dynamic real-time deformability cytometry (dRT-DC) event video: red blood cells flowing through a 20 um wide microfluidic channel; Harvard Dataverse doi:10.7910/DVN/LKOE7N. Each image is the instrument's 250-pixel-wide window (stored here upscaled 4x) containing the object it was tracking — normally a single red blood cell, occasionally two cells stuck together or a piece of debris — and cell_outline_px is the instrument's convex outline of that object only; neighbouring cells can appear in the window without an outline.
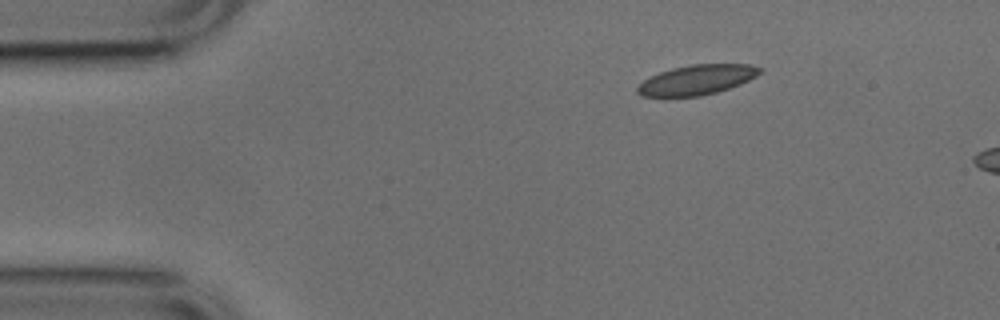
{"species": "common noctule bat (a hibernating species)", "species_latin": "Nyctalus noctula", "temperature_condition": "cold", "stored_images_in_passage": 5, "camera_frame_rate_fps": 3000, "um_per_image_px": 0.085, "animal": {"sex": "male", "body_mass_g": 17.9, "forearm_length_mm": 54.2}, "frame": {"image": 1, "passage_image": 1, "time_ms": 0.0, "image_size_px": [1000, 320], "cell_outline_px": [[764, 68], [756, 76], [740, 84], [716, 92], [700, 96], [640, 96], [636, 92], [636, 88], [644, 80], [660, 72], [672, 68], [692, 64], [748, 64]], "centroid_in_image_um": [59.23, 6.78], "position_along_channel_um": 25.8, "area_um2": 21.1}}